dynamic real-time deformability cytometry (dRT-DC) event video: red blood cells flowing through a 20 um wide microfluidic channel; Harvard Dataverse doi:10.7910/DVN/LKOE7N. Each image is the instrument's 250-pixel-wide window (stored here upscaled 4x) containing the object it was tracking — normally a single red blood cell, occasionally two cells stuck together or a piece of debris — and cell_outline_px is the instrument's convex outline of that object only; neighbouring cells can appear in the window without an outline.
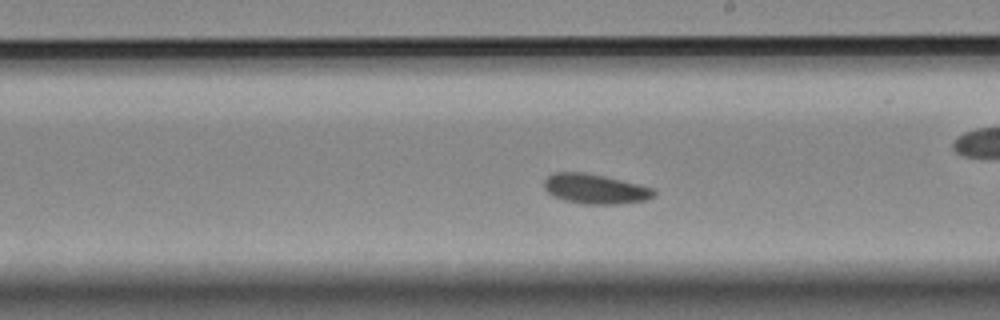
{"species": "Egyptian fruit bat (a non-hibernating species)", "species_latin": "Rousettus aegyptiacus", "temperature_condition": "room temperature", "stored_images_in_passage": 38, "camera_frame_rate_fps": 3000, "um_per_image_px": 0.085, "animal": {"sex": "female"}, "frame": {"image": 1, "passage_image": 17, "time_ms": 5.333, "image_size_px": [1000, 320], "cell_outline_px": [[656, 196], [648, 200], [616, 204], [584, 204], [564, 200], [552, 196], [544, 188], [544, 180], [552, 172], [584, 172], [604, 176], [656, 188]], "centroid_in_image_um": [50.61, 16.06], "position_along_channel_um": 238.4, "area_um2": 19.31}}
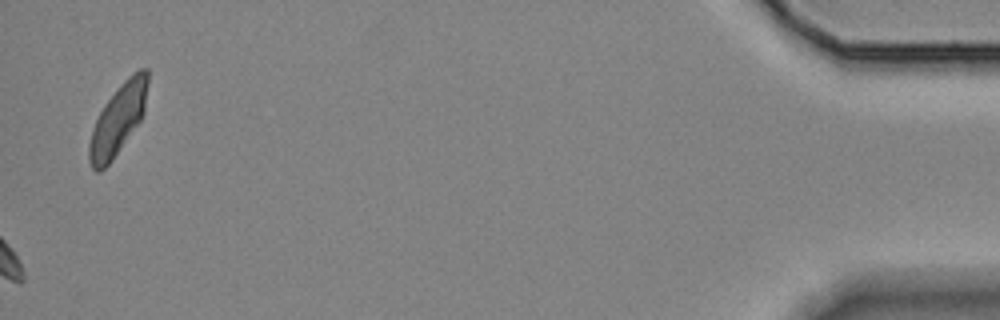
{"frame": {"image": 2, "passage_image": 38, "time_ms": 12.333, "image_size_px": [1000, 320], "cell_outline_px": [[148, 84], [144, 112], [140, 120], [112, 160], [100, 172], [96, 172], [92, 168], [88, 160], [88, 144], [92, 128], [104, 104], [120, 84], [132, 72], [140, 68], [148, 68]], "centroid_in_image_um": [10.02, 10.14], "position_along_channel_um": 425.2, "area_um2": 23.93}}